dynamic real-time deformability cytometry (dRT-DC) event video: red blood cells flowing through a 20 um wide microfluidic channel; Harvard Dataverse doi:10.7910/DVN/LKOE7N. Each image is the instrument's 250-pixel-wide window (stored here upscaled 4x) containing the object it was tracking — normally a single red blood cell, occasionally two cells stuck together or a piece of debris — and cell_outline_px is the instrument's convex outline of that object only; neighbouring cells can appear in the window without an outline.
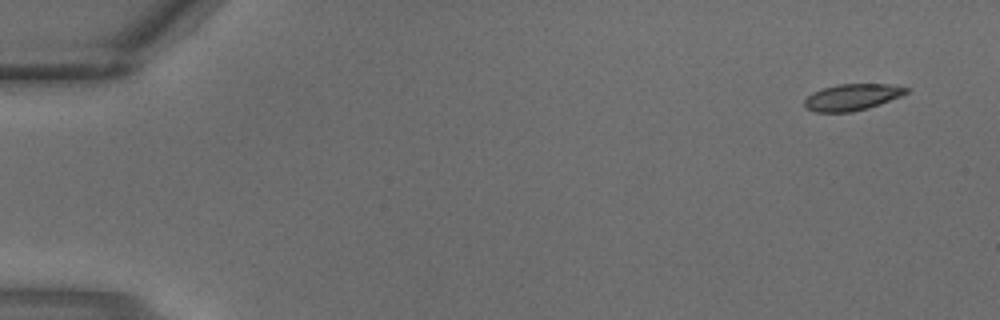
{"species": "common noctule bat (a hibernating species)", "species_latin": "Nyctalus noctula", "temperature_condition": "warm", "stored_images_in_passage": 3, "camera_frame_rate_fps": 3000, "um_per_image_px": 0.085, "animal": {"sex": "male", "body_mass_g": 18.8}, "frame": {"image": 1, "passage_image": 1, "time_ms": 0.0, "image_size_px": [1000, 320], "cell_outline_px": [[908, 92], [900, 96], [880, 104], [868, 108], [852, 112], [816, 112], [804, 108], [804, 100], [812, 92], [836, 84], [888, 84], [908, 88]], "centroid_in_image_um": [72.39, 8.26], "position_along_channel_um": 12.6, "area_um2": 15.66}}
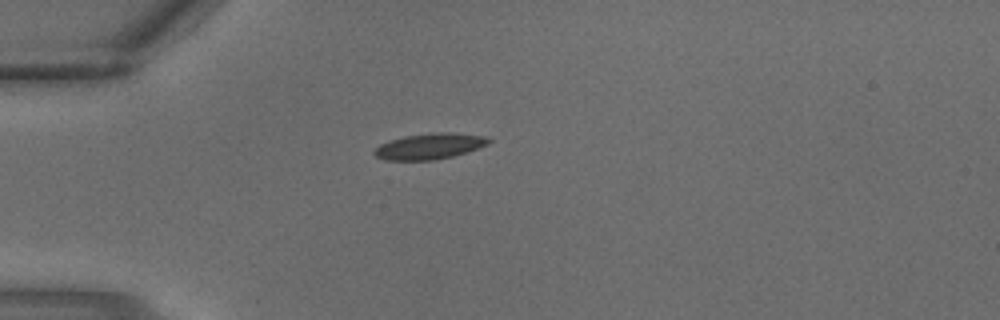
{"frame": {"image": 2, "passage_image": 3, "time_ms": 0.667, "image_size_px": [1000, 320], "cell_outline_px": [[492, 140], [488, 144], [452, 156], [432, 160], [384, 160], [376, 156], [372, 152], [380, 144], [404, 136], [436, 132], [452, 132], [488, 136]], "centroid_in_image_um": [36.52, 12.42], "position_along_channel_um": 48.5, "area_um2": 17.11}}